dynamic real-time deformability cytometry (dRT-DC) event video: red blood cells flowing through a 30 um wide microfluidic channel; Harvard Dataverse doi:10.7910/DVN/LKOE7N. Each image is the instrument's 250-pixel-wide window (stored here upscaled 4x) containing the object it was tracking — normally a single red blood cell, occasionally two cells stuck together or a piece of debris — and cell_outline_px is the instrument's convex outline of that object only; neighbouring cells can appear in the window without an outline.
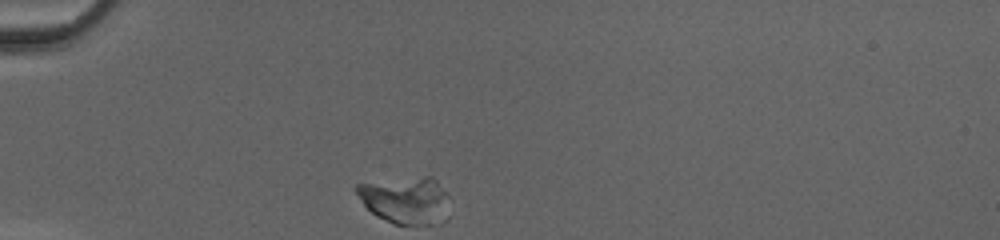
{"species": "common noctule bat (a hibernating species)", "species_latin": "Nyctalus noctula", "temperature_condition": "cold", "stored_images_in_passage": 37, "camera_frame_rate_fps": 3000, "um_per_image_px": 0.085, "animal": {"sex": "female", "body_mass_g": 20.0, "forearm_length_mm": 54.0}, "frame": {"image": 1, "passage_image": 1, "time_ms": 0.0, "image_size_px": [1000, 240], "cell_outline_px": [[448, 196], [432, 224], [396, 224], [376, 216], [364, 204], [356, 192], [356, 184], [428, 176], [432, 176], [448, 192]], "centroid_in_image_um": [34.37, 16.96], "position_along_channel_um": 50.6, "area_um2": 23.99}}
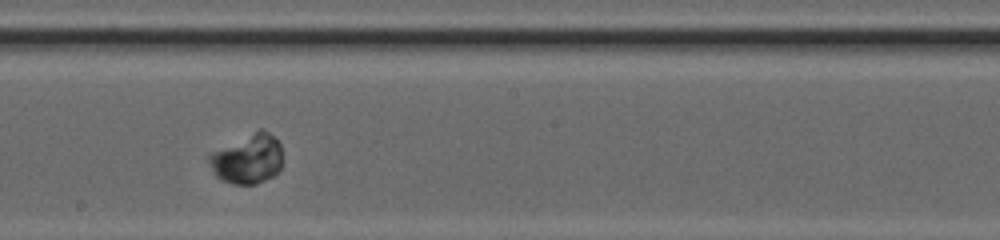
{"frame": {"image": 2, "passage_image": 16, "time_ms": 5.0, "image_size_px": [1000, 240], "cell_outline_px": [[280, 172], [256, 184], [232, 184], [216, 176], [208, 160], [208, 156], [212, 152], [260, 128], [264, 128], [280, 144]], "centroid_in_image_um": [21.05, 13.51], "position_along_channel_um": 227.2, "area_um2": 20.87}}
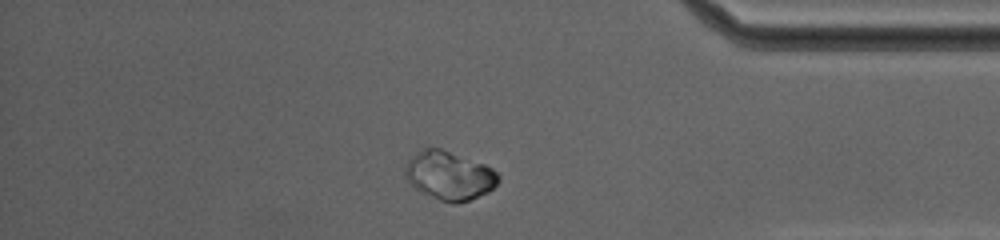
{"frame": {"image": 3, "passage_image": 30, "time_ms": 9.667, "image_size_px": [1000, 240], "cell_outline_px": [[500, 180], [488, 192], [468, 200], [452, 204], [440, 200], [420, 192], [408, 180], [404, 172], [404, 168], [408, 160], [416, 152], [424, 148], [440, 148], [484, 164], [492, 168], [500, 176]], "centroid_in_image_um": [38.18, 14.92], "position_along_channel_um": 397.0, "area_um2": 26.18}}